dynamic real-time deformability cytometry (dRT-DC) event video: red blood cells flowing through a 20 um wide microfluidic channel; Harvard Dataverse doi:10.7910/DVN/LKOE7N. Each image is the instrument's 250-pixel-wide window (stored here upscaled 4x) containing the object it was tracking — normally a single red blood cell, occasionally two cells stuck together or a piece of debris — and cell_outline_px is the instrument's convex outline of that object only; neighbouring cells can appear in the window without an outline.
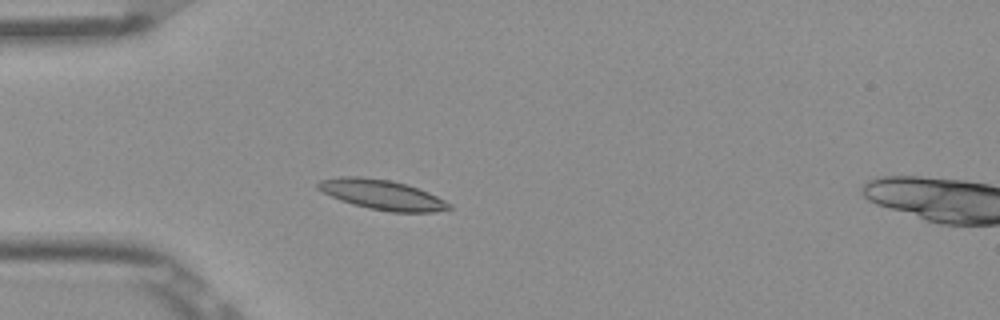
{"species": "Egyptian fruit bat (a non-hibernating species)", "species_latin": "Rousettus aegyptiacus", "temperature_condition": "room temperature", "stored_images_in_passage": 49, "camera_frame_rate_fps": 3000, "um_per_image_px": 0.085, "frame": {"image": 1, "passage_image": 11, "time_ms": 3.333, "image_size_px": [1000, 320], "cell_outline_px": [[452, 208], [432, 212], [388, 212], [352, 204], [340, 200], [316, 188], [316, 184], [320, 180], [340, 176], [360, 176], [388, 180], [408, 184], [428, 192], [452, 204]], "centroid_in_image_um": [32.47, 16.54], "position_along_channel_um": 52.5, "area_um2": 22.77}}
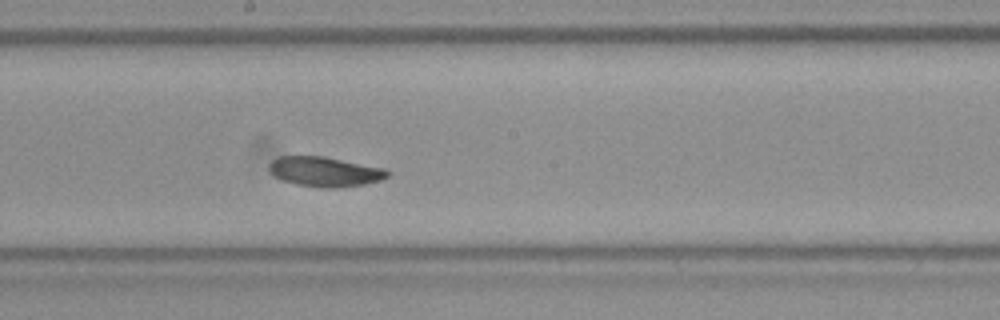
{"frame": {"image": 2, "passage_image": 25, "time_ms": 8.0, "image_size_px": [1000, 320], "cell_outline_px": [[392, 172], [388, 176], [380, 180], [364, 184], [336, 188], [324, 188], [296, 184], [284, 180], [276, 176], [268, 168], [268, 164], [272, 160], [280, 156], [324, 156], [384, 168]], "centroid_in_image_um": [27.63, 14.58], "position_along_channel_um": 220.6, "area_um2": 20.46}}
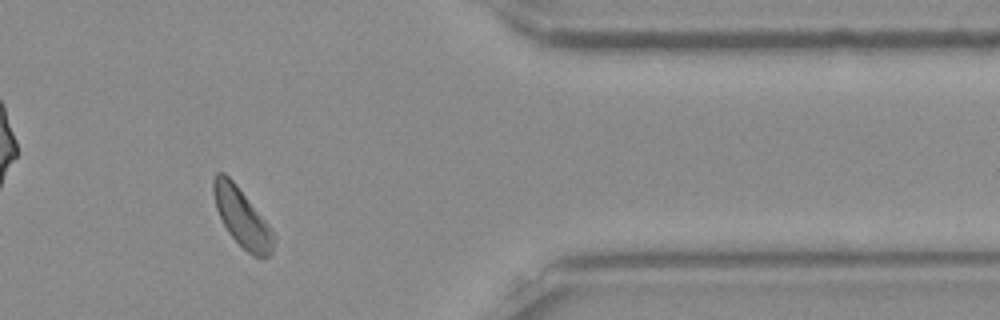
{"frame": {"image": 3, "passage_image": 40, "time_ms": 13.0, "image_size_px": [1000, 320], "cell_outline_px": [[276, 236], [272, 252], [268, 256], [252, 256], [228, 232], [216, 208], [212, 192], [212, 180], [216, 172], [224, 172], [236, 184], [268, 224]], "centroid_in_image_um": [20.55, 18.46], "position_along_channel_um": 390.8, "area_um2": 20.23}, "authors_computed_cell_mechanics": {"area_um2": 20.7502, "velocity_mm_per_s": 3.833, "shape_relaxation_time_tau1_ms": 3.2682, "shape_relaxation_time_tau2_ms": null, "deformation_change_tau1": 0.0841, "deformation_change_tau2": null}}